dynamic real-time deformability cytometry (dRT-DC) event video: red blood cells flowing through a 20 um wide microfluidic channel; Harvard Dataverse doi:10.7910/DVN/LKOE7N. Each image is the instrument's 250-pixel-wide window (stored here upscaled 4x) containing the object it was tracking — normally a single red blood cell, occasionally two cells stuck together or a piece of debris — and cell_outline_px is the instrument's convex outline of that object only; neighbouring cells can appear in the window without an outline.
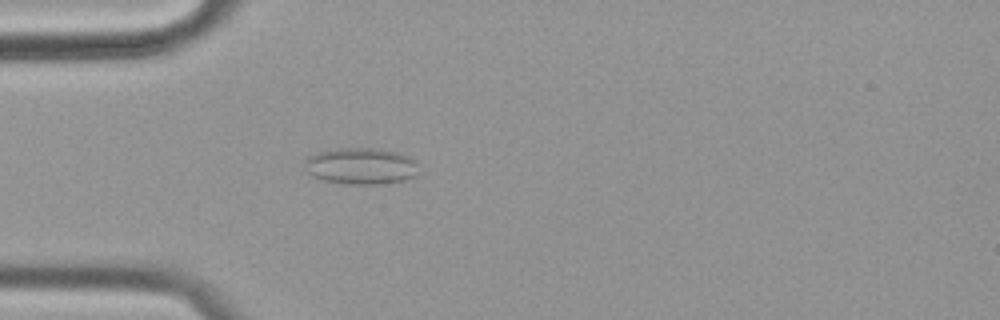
{"species": "common noctule bat (a hibernating species)", "species_latin": "Nyctalus noctula", "temperature_condition": "cold", "stored_images_in_passage": 52, "camera_frame_rate_fps": 3000, "um_per_image_px": 0.085, "animal": {"sex": "female", "body_mass_g": 19.9}, "frame": {"image": 1, "passage_image": 11, "time_ms": 3.333, "image_size_px": [1000, 320], "cell_outline_px": [[416, 176], [400, 180], [376, 184], [344, 184], [324, 180], [312, 176], [308, 172], [304, 160], [308, 156], [316, 152], [348, 148], [372, 148], [396, 152], [408, 156], [416, 160]], "centroid_in_image_um": [30.65, 14.11], "position_along_channel_um": 54.3, "area_um2": 23.93}}
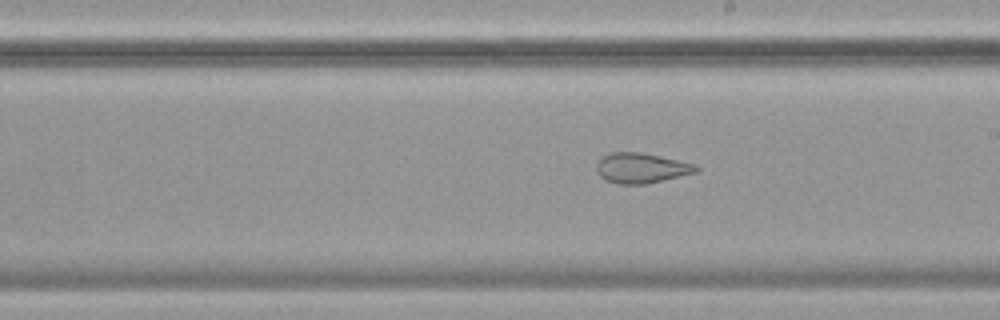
{"frame": {"image": 2, "passage_image": 27, "time_ms": 8.667, "image_size_px": [1000, 320], "cell_outline_px": [[700, 172], [664, 180], [644, 184], [620, 184], [604, 180], [596, 172], [596, 164], [604, 156], [612, 152], [640, 152], [660, 156], [696, 164], [700, 168]], "centroid_in_image_um": [54.54, 14.29], "position_along_channel_um": 234.5, "area_um2": 17.63}}
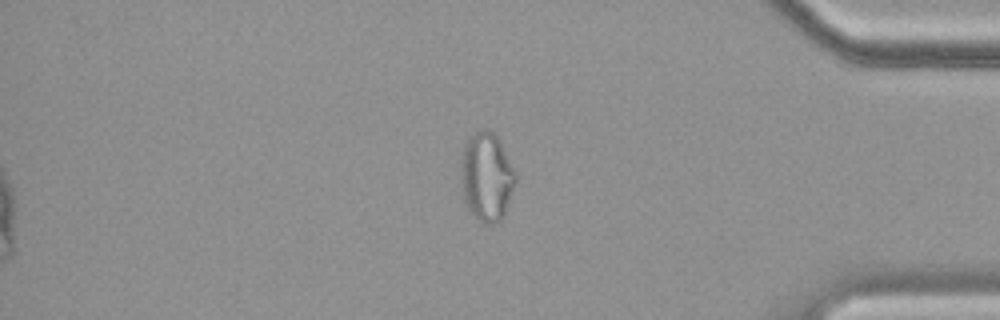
{"frame": {"image": 3, "passage_image": 43, "time_ms": 14.0, "image_size_px": [1000, 320], "cell_outline_px": [[516, 180], [504, 212], [500, 220], [492, 224], [484, 224], [468, 208], [464, 200], [460, 176], [460, 164], [464, 148], [468, 140], [480, 128], [488, 128], [496, 136], [516, 172]], "centroid_in_image_um": [41.34, 15.01], "position_along_channel_um": 393.9, "area_um2": 27.74}, "authors_computed_cell_mechanics": {"area_um2": 23.0622, "velocity_mm_per_s": 3.4965, "shape_relaxation_time_tau1_ms": null, "shape_relaxation_time_tau2_ms": 1.5946, "deformation_change_tau1": null, "deformation_change_tau2": 0.0997}}